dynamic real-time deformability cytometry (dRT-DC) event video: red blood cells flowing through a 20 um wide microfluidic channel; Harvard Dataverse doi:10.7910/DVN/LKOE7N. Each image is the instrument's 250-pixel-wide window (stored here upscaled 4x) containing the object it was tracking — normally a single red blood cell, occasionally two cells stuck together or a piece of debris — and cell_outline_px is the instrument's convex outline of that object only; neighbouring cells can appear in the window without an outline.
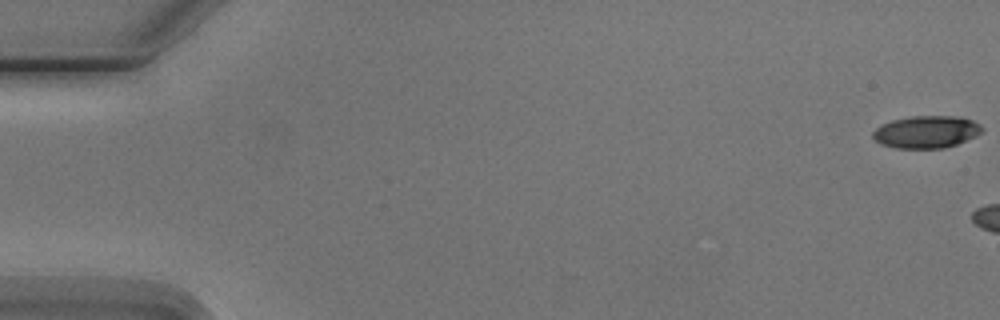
{"species": "Egyptian fruit bat (a non-hibernating species)", "species_latin": "Rousettus aegyptiacus", "temperature_condition": "cold", "stored_images_in_passage": 3, "camera_frame_rate_fps": 3000, "um_per_image_px": 0.085, "animal": {"sex": "male"}, "frame": {"image": 1, "passage_image": 1, "time_ms": 0.0, "image_size_px": [1000, 320], "cell_outline_px": [[984, 132], [976, 136], [956, 144], [944, 148], [896, 148], [880, 144], [872, 136], [872, 132], [880, 124], [892, 120], [912, 116], [960, 116], [972, 120], [980, 124], [984, 128]], "centroid_in_image_um": [78.76, 11.2], "position_along_channel_um": 6.2, "area_um2": 20.75}}